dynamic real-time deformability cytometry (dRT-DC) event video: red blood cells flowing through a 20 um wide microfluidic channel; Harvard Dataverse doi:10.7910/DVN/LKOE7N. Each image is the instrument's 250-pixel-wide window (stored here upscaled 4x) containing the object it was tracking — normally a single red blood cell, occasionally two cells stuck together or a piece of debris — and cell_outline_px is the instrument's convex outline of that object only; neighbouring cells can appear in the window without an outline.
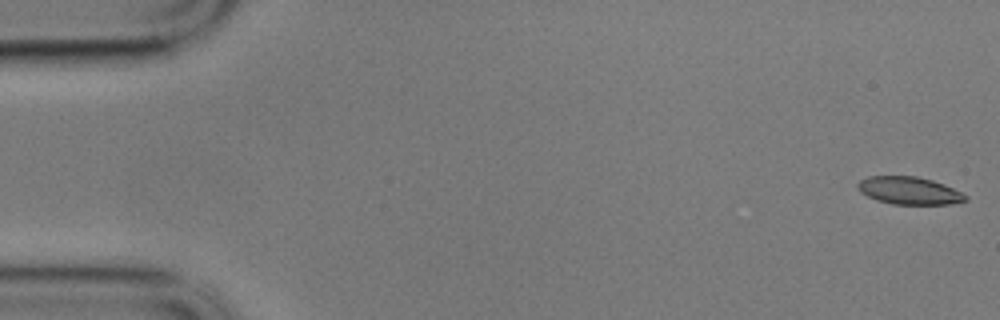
{"species": "common noctule bat (a hibernating species)", "species_latin": "Nyctalus noctula", "temperature_condition": "cold", "stored_images_in_passage": 59, "camera_frame_rate_fps": 3000, "um_per_image_px": 0.085, "animal": {"sex": "male", "body_mass_g": 17.9}, "frame": {"image": 1, "passage_image": 1, "time_ms": 0.0, "image_size_px": [1000, 320], "cell_outline_px": [[968, 200], [948, 204], [892, 204], [876, 200], [860, 192], [856, 188], [856, 184], [860, 180], [868, 176], [916, 176], [932, 180], [944, 184], [968, 196]], "centroid_in_image_um": [77.24, 16.2], "position_along_channel_um": 7.8, "area_um2": 17.34}}
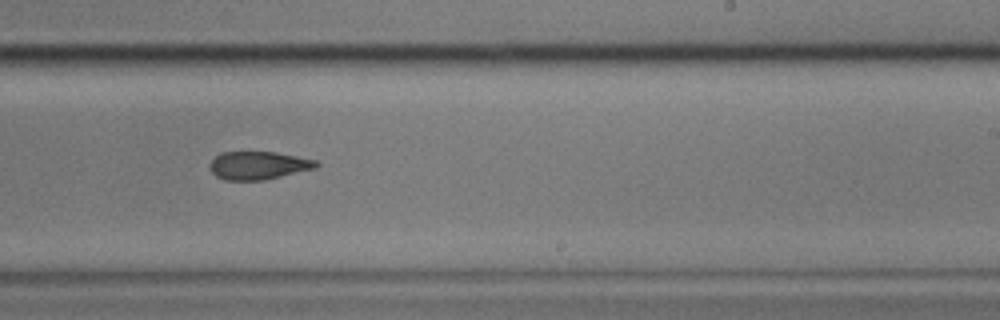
{"frame": {"image": 2, "passage_image": 36, "time_ms": 11.667, "image_size_px": [1000, 320], "cell_outline_px": [[320, 164], [316, 168], [264, 180], [224, 180], [216, 176], [212, 172], [212, 160], [220, 152], [276, 152], [316, 160]], "centroid_in_image_um": [21.99, 14.06], "position_along_channel_um": 267.0, "area_um2": 17.22}}
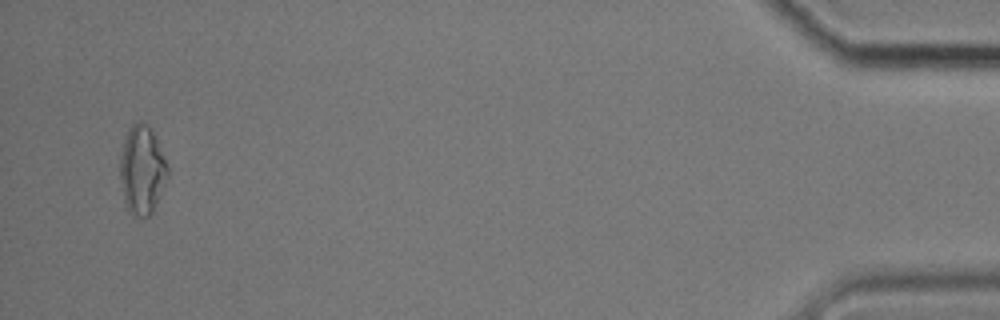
{"frame": {"image": 3, "passage_image": 57, "time_ms": 18.667, "image_size_px": [1000, 320], "cell_outline_px": [[168, 176], [156, 204], [152, 212], [148, 216], [140, 216], [128, 212], [124, 196], [120, 176], [120, 156], [124, 140], [128, 128], [132, 124], [140, 120], [148, 124], [168, 164]], "centroid_in_image_um": [12.07, 14.41], "position_along_channel_um": 423.1, "area_um2": 24.28}, "authors_computed_cell_mechanics": {"area_um2": 18.785, "velocity_mm_per_s": 3.3771, "shape_relaxation_time_tau1_ms": null, "shape_relaxation_time_tau2_ms": 8.5286, "deformation_change_tau1": null, "deformation_change_tau2": 0.1948}}